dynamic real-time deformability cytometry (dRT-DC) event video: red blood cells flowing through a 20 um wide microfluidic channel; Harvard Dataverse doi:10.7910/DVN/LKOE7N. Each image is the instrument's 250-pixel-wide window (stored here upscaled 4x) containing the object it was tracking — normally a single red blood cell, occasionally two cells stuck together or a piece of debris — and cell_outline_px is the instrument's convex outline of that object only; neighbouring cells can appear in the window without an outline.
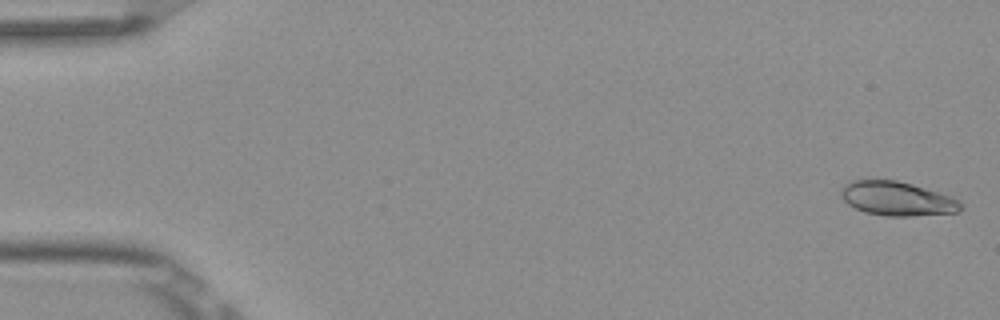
{"species": "Egyptian fruit bat (a non-hibernating species)", "species_latin": "Rousettus aegyptiacus", "temperature_condition": "room temperature", "stored_images_in_passage": 4, "camera_frame_rate_fps": 3000, "um_per_image_px": 0.085, "frame": {"image": 1, "passage_image": 1, "time_ms": 0.0, "image_size_px": [1000, 320], "cell_outline_px": [[964, 208], [960, 212], [912, 216], [884, 216], [864, 212], [848, 204], [840, 196], [840, 192], [844, 184], [852, 180], [896, 180], [912, 184], [952, 196], [960, 200], [964, 204]], "centroid_in_image_um": [76.3, 16.89], "position_along_channel_um": 8.7, "area_um2": 24.1}}
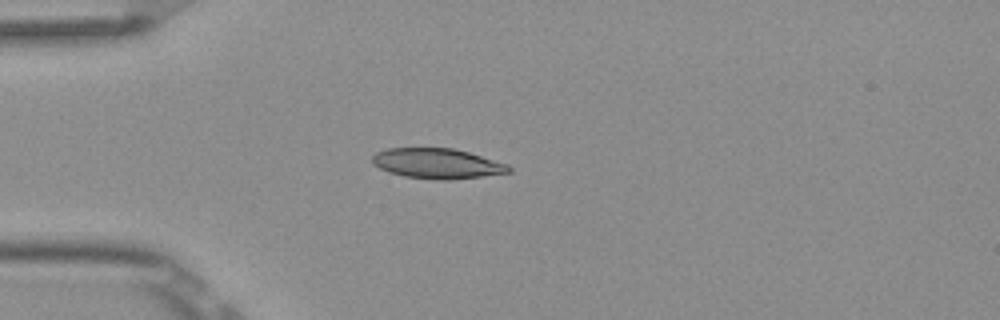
{"frame": {"image": 2, "passage_image": 4, "time_ms": 1.0, "image_size_px": [1000, 320], "cell_outline_px": [[512, 172], [448, 180], [440, 180], [404, 176], [388, 172], [372, 164], [372, 156], [376, 152], [388, 148], [452, 148], [468, 152], [508, 164], [512, 168]], "centroid_in_image_um": [37.15, 13.89], "position_along_channel_um": 47.9, "area_um2": 23.93}}